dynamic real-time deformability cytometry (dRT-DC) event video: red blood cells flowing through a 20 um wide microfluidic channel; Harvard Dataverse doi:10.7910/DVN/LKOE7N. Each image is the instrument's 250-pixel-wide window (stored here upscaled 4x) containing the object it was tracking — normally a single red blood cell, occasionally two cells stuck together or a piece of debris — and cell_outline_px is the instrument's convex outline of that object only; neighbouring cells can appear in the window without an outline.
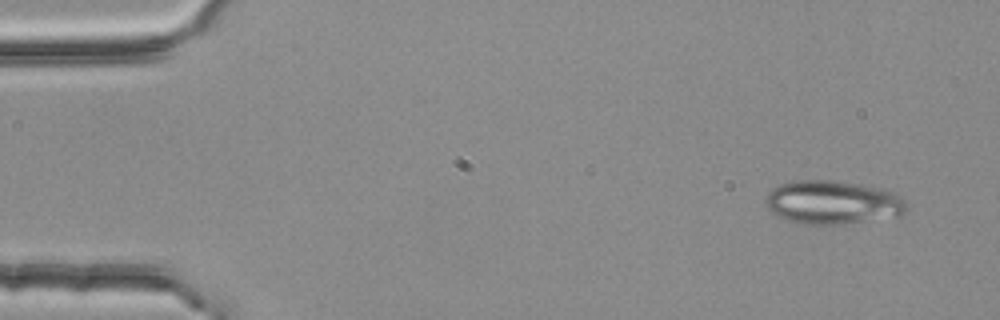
{"species": "common noctule bat (a hibernating species)", "species_latin": "Nyctalus noctula", "temperature_condition": "room temperature", "stored_images_in_passage": 4, "camera_frame_rate_fps": 3000, "um_per_image_px": 0.085, "animal": {"sex": "female", "body_mass_g": 25.1}, "frame": {"image": 1, "passage_image": 1, "time_ms": 0.0, "image_size_px": [1000, 320], "cell_outline_px": [[904, 212], [900, 216], [840, 224], [808, 224], [788, 220], [776, 216], [768, 208], [764, 200], [768, 192], [772, 188], [780, 184], [796, 180], [832, 180], [884, 188], [896, 192], [904, 200]], "centroid_in_image_um": [70.76, 17.19], "position_along_channel_um": 14.2, "area_um2": 35.78}}